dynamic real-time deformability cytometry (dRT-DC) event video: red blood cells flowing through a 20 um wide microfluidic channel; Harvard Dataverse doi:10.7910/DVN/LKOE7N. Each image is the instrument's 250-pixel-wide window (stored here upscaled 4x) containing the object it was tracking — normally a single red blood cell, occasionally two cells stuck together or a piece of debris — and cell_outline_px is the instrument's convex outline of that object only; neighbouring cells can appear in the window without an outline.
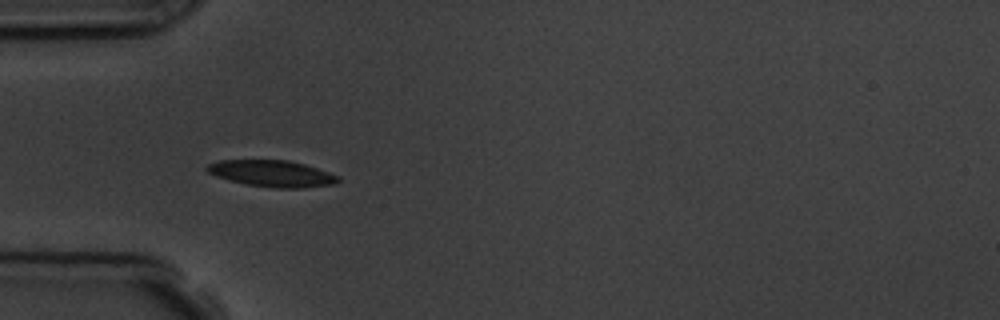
{"species": "common noctule bat (a hibernating species)", "species_latin": "Nyctalus noctula", "temperature_condition": "room temperature", "stored_images_in_passage": 11, "camera_frame_rate_fps": 3000, "um_per_image_px": 0.085, "animal": {"sex": "male", "body_mass_g": 19.5, "forearm_length_mm": 54.6}, "frame": {"image": 1, "passage_image": 5, "time_ms": 5.333, "image_size_px": [1000, 320], "cell_outline_px": [[340, 180], [332, 184], [304, 188], [276, 188], [248, 184], [216, 176], [208, 172], [204, 168], [208, 164], [220, 160], [288, 160], [304, 164], [328, 172], [336, 176]], "centroid_in_image_um": [23.09, 14.74], "position_along_channel_um": 61.9, "area_um2": 19.88}}
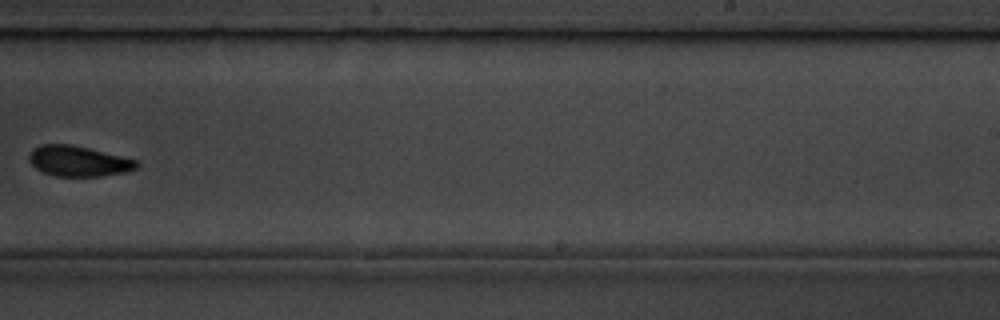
{"frame": {"image": 2, "passage_image": 10, "time_ms": 11.333, "image_size_px": [1000, 320], "cell_outline_px": [[140, 164], [136, 168], [124, 172], [100, 176], [56, 176], [44, 172], [36, 168], [28, 160], [28, 156], [32, 148], [40, 144], [72, 144], [136, 160]], "centroid_in_image_um": [6.62, 13.68], "position_along_channel_um": 282.4, "area_um2": 18.96}}